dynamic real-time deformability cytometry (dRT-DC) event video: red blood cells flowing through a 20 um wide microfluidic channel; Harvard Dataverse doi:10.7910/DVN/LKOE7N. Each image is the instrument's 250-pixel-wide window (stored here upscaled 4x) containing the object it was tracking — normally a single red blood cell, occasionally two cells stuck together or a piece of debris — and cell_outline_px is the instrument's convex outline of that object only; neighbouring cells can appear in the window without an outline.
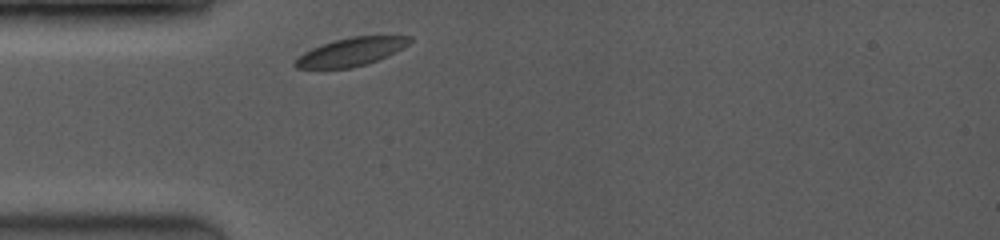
{"species": "common noctule bat (a hibernating species)", "species_latin": "Nyctalus noctula", "temperature_condition": "room temperature", "stored_images_in_passage": 5, "camera_frame_rate_fps": 3500, "um_per_image_px": 0.085, "animal": {"sex": "female", "body_mass_g": 19.0, "forearm_length_mm": 53.3}, "frame": {"image": 1, "passage_image": 1, "time_ms": 0.0, "image_size_px": [1000, 240], "cell_outline_px": [[412, 40], [408, 44], [376, 60], [364, 64], [348, 68], [296, 68], [292, 64], [304, 52], [312, 48], [332, 40], [352, 36], [412, 36]], "centroid_in_image_um": [29.79, 4.39], "position_along_channel_um": 55.2, "area_um2": 18.32}}
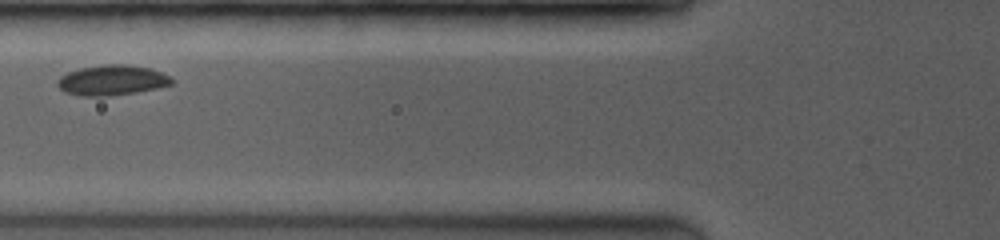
{"frame": {"image": 2, "passage_image": 4, "time_ms": 1.714, "image_size_px": [1000, 240], "cell_outline_px": [[172, 84], [156, 88], [136, 92], [108, 96], [80, 96], [64, 92], [56, 84], [56, 80], [60, 76], [68, 72], [80, 68], [104, 64], [128, 64], [148, 68], [160, 72], [168, 76], [172, 80]], "centroid_in_image_um": [9.45, 6.82], "position_along_channel_um": 116.3, "area_um2": 20.06}}